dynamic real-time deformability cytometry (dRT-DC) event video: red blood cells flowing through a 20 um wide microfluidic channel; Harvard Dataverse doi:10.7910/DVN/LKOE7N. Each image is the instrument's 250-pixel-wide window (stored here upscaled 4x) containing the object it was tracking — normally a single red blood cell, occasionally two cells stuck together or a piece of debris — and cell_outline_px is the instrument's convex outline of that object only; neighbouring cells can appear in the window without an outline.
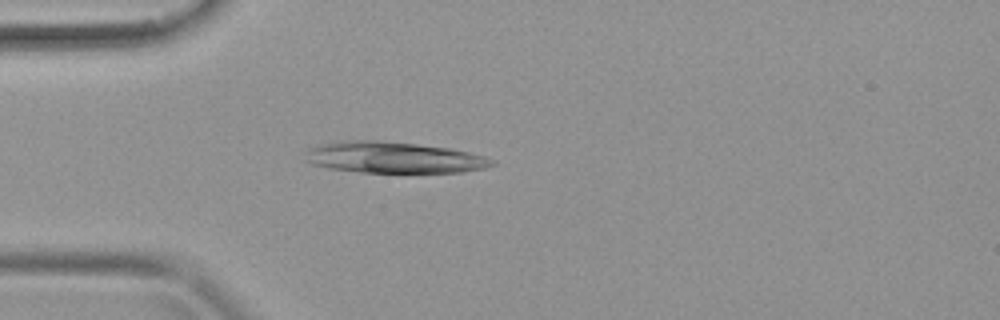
{"species": "common noctule bat (a hibernating species)", "species_latin": "Nyctalus noctula", "temperature_condition": "warm", "stored_images_in_passage": 38, "camera_frame_rate_fps": 3000, "um_per_image_px": 0.085, "animal": {"sex": "female", "body_mass_g": 19.9}, "frame": {"image": 1, "passage_image": 10, "time_ms": 3.0, "image_size_px": [1000, 320], "cell_outline_px": [[496, 164], [484, 168], [460, 172], [360, 172], [328, 168], [312, 164], [304, 160], [304, 148], [316, 144], [340, 140], [380, 140], [416, 144], [448, 148], [468, 152], [484, 156], [492, 160]], "centroid_in_image_um": [33.33, 13.37], "position_along_channel_um": 51.7, "area_um2": 34.28}}
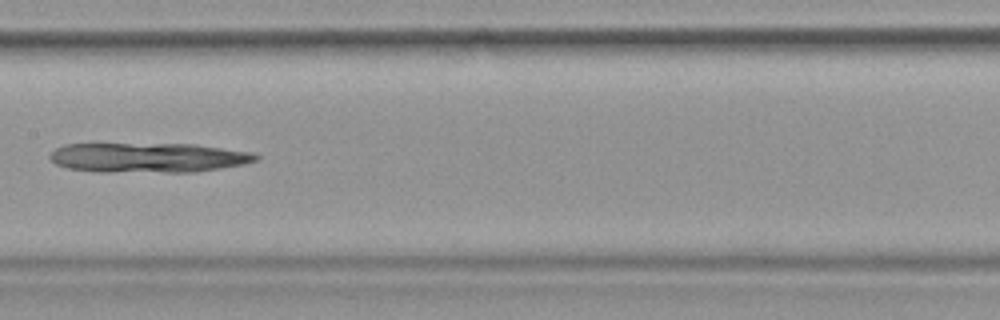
{"frame": {"image": 2, "passage_image": 19, "time_ms": 6.0, "image_size_px": [1000, 320], "cell_outline_px": [[260, 156], [256, 160], [244, 164], [196, 172], [96, 172], [68, 168], [56, 164], [48, 156], [56, 148], [64, 144], [196, 144], [252, 152]], "centroid_in_image_um": [12.6, 13.4], "position_along_channel_um": 194.8, "area_um2": 35.84}}
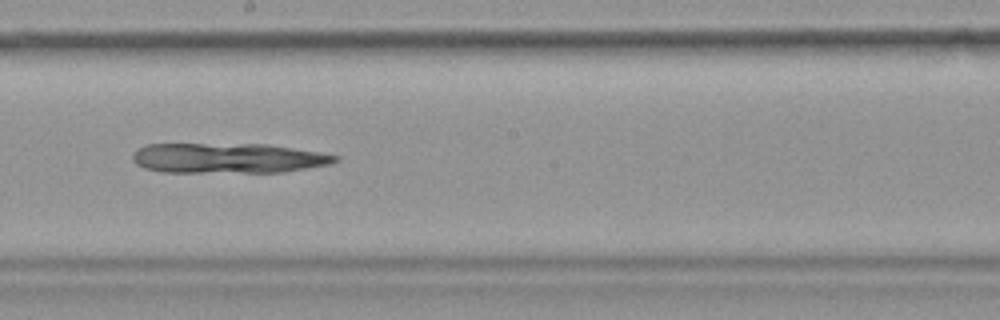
{"frame": {"image": 3, "passage_image": 21, "time_ms": 6.667, "image_size_px": [1000, 320], "cell_outline_px": [[340, 160], [332, 164], [284, 172], [160, 172], [144, 168], [136, 164], [132, 160], [132, 152], [136, 148], [148, 144], [268, 144], [320, 152], [340, 156]], "centroid_in_image_um": [19.38, 13.44], "position_along_channel_um": 228.8, "area_um2": 35.95}}